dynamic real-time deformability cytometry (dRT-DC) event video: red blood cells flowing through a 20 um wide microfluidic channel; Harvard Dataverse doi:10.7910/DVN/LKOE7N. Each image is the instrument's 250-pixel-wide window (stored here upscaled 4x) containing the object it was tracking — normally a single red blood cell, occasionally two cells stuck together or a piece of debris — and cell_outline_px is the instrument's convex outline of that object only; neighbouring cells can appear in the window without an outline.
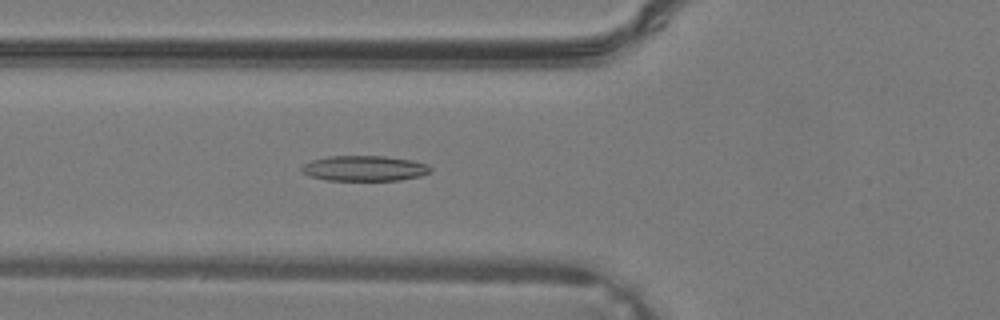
{"species": "common noctule bat (a hibernating species)", "species_latin": "Nyctalus noctula", "temperature_condition": "warm", "stored_images_in_passage": 31, "camera_frame_rate_fps": 3000, "um_per_image_px": 0.085, "animal": {"sex": "male", "body_mass_g": 19.2, "forearm_length_mm": 51.8}, "frame": {"image": 1, "passage_image": 7, "time_ms": 2.0, "image_size_px": [1000, 320], "cell_outline_px": [[432, 172], [420, 176], [400, 180], [328, 180], [308, 176], [300, 172], [300, 168], [304, 164], [312, 160], [328, 156], [384, 156], [412, 160], [428, 164], [432, 168]], "centroid_in_image_um": [30.98, 14.31], "position_along_channel_um": 94.8, "area_um2": 19.19}}
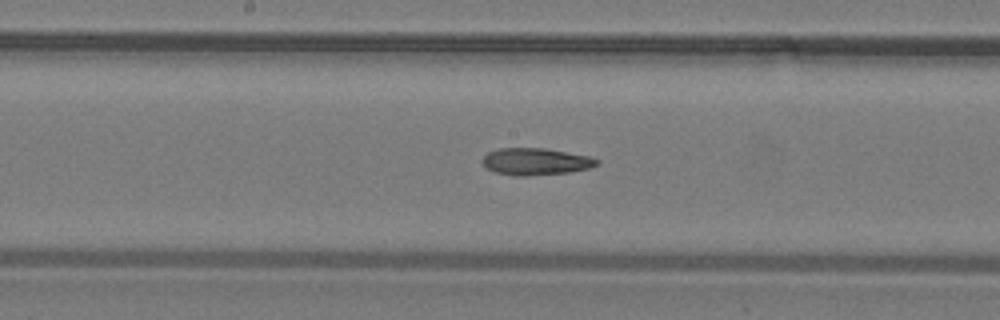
{"frame": {"image": 2, "passage_image": 13, "time_ms": 4.0, "image_size_px": [1000, 320], "cell_outline_px": [[600, 164], [588, 168], [568, 172], [528, 176], [516, 176], [496, 172], [488, 168], [480, 160], [488, 152], [500, 148], [544, 148], [588, 156], [600, 160]], "centroid_in_image_um": [45.53, 13.73], "position_along_channel_um": 202.7, "area_um2": 17.86}}
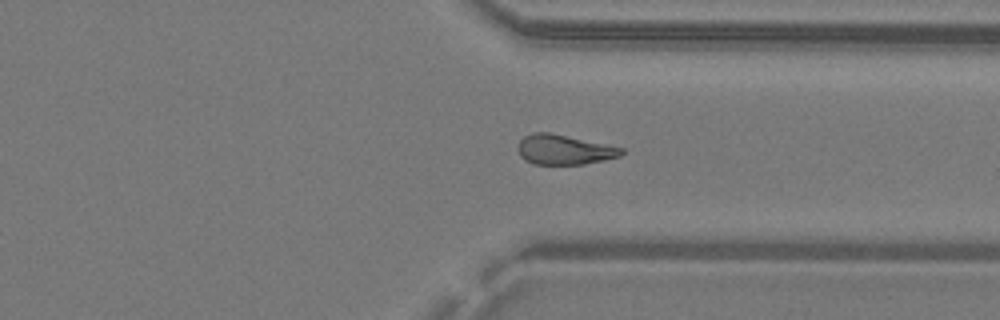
{"frame": {"image": 3, "passage_image": 22, "time_ms": 7.0, "image_size_px": [1000, 320], "cell_outline_px": [[624, 152], [620, 156], [604, 160], [584, 164], [532, 164], [524, 160], [520, 156], [516, 148], [520, 140], [524, 136], [532, 132], [548, 132], [608, 144], [624, 148]], "centroid_in_image_um": [47.93, 12.72], "position_along_channel_um": 363.5, "area_um2": 18.21}}